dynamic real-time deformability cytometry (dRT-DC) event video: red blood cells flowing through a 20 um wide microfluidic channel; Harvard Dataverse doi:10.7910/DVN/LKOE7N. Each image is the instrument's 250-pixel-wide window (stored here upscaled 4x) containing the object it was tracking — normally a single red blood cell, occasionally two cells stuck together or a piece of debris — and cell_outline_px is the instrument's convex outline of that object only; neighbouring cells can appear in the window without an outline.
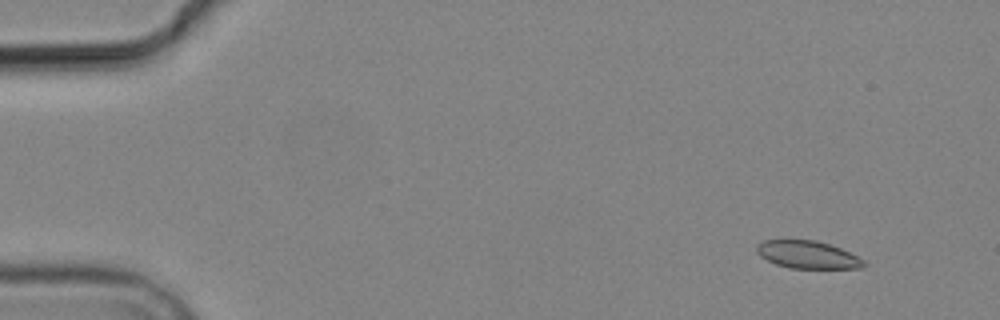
{"species": "common noctule bat (a hibernating species)", "species_latin": "Nyctalus noctula", "temperature_condition": "cold", "stored_images_in_passage": 9, "camera_frame_rate_fps": 3000, "um_per_image_px": 0.085, "animal": {"sex": "male", "body_mass_g": 19.2, "forearm_length_mm": 51.8}, "frame": {"image": 1, "passage_image": 2, "time_ms": 1.333, "image_size_px": [1000, 320], "cell_outline_px": [[868, 264], [864, 268], [788, 268], [776, 264], [760, 256], [756, 252], [756, 244], [764, 240], [816, 240], [840, 248], [864, 260]], "centroid_in_image_um": [68.64, 21.65], "position_along_channel_um": 16.4, "area_um2": 17.22}}
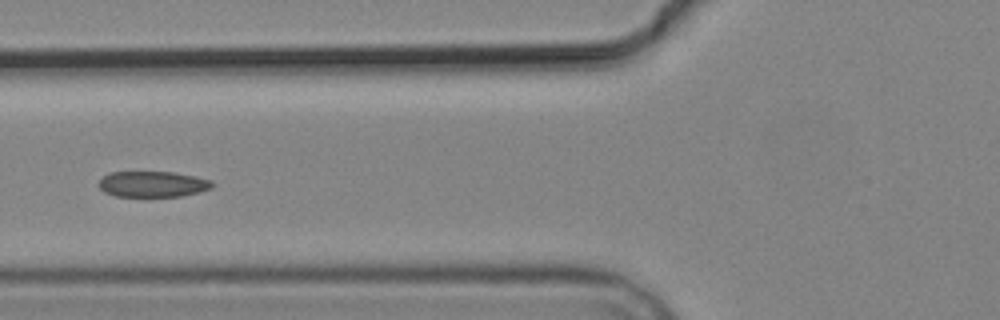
{"frame": {"image": 2, "passage_image": 6, "time_ms": 7.0, "image_size_px": [1000, 320], "cell_outline_px": [[216, 184], [212, 188], [180, 196], [116, 196], [104, 192], [100, 188], [100, 180], [108, 172], [172, 172], [196, 176], [212, 180]], "centroid_in_image_um": [13.01, 15.64], "position_along_channel_um": 112.8, "area_um2": 16.99}}
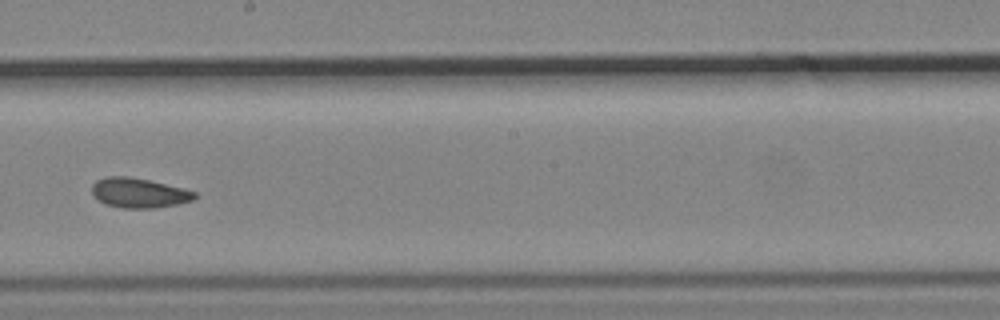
{"frame": {"image": 3, "passage_image": 9, "time_ms": 10.333, "image_size_px": [1000, 320], "cell_outline_px": [[196, 196], [192, 200], [176, 204], [156, 208], [120, 208], [104, 204], [92, 196], [92, 184], [96, 180], [104, 176], [128, 176], [148, 180], [184, 188], [196, 192]], "centroid_in_image_um": [11.75, 16.39], "position_along_channel_um": 236.4, "area_um2": 17.98}}